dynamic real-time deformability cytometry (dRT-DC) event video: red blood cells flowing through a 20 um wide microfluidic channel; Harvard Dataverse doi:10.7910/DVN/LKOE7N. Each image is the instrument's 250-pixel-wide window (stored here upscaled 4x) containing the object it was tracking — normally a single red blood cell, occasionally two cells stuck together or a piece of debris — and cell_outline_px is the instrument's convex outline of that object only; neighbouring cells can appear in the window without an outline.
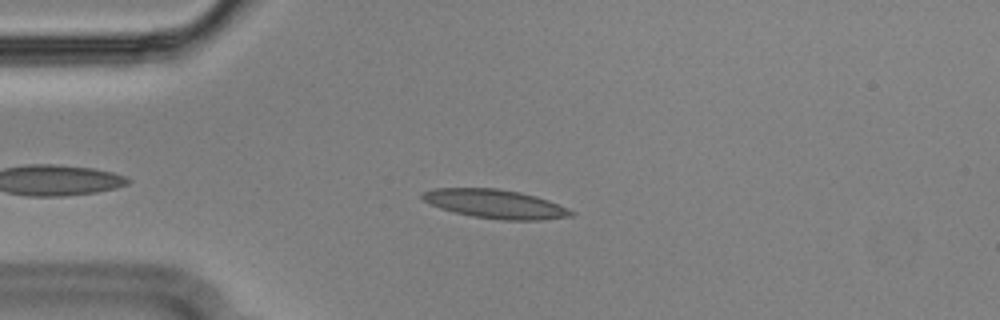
{"species": "Egyptian fruit bat (a non-hibernating species)", "species_latin": "Rousettus aegyptiacus", "temperature_condition": "cold", "stored_images_in_passage": 47, "camera_frame_rate_fps": 3000, "um_per_image_px": 0.085, "animal": {"sex": "male"}, "frame": {"image": 1, "passage_image": 9, "time_ms": 2.667, "image_size_px": [1000, 320], "cell_outline_px": [[576, 212], [572, 216], [540, 220], [504, 220], [472, 216], [440, 208], [424, 200], [420, 196], [424, 192], [432, 188], [496, 188], [520, 192], [536, 196], [548, 200]], "centroid_in_image_um": [42.11, 17.33], "position_along_channel_um": 42.9, "area_um2": 24.8}}
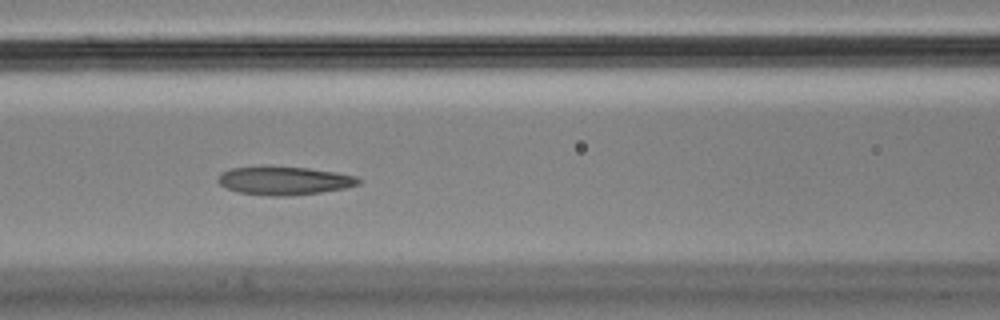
{"frame": {"image": 2, "passage_image": 19, "time_ms": 6.0, "image_size_px": [1000, 320], "cell_outline_px": [[360, 184], [344, 188], [320, 192], [284, 196], [268, 196], [240, 192], [228, 188], [220, 184], [216, 180], [220, 172], [228, 168], [308, 168], [336, 172], [356, 176], [360, 180]], "centroid_in_image_um": [24.16, 15.37], "position_along_channel_um": 142.4, "area_um2": 22.6}}
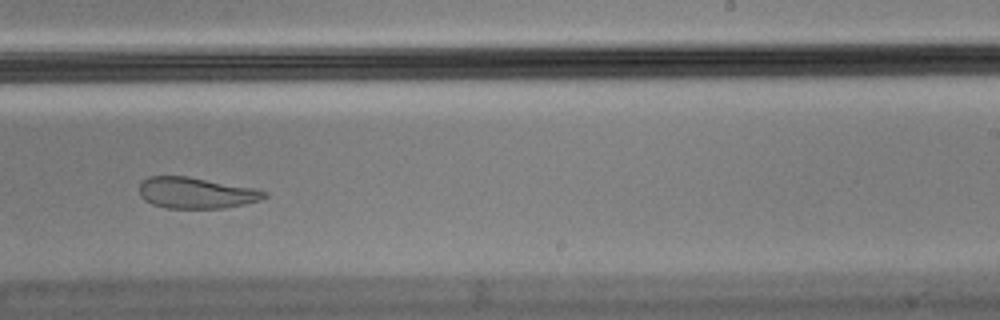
{"frame": {"image": 3, "passage_image": 30, "time_ms": 9.667, "image_size_px": [1000, 320], "cell_outline_px": [[268, 196], [260, 200], [244, 204], [224, 208], [164, 208], [152, 204], [144, 200], [140, 196], [140, 184], [148, 176], [188, 176], [256, 188], [268, 192]], "centroid_in_image_um": [16.69, 16.39], "position_along_channel_um": 272.3, "area_um2": 22.83}, "authors_computed_cell_mechanics": {"area_um2": 23.7558, "velocity_mm_per_s": 3.5499, "shape_relaxation_time_tau1_ms": null, "shape_relaxation_time_tau2_ms": 2.7708, "deformation_change_tau1": null, "deformation_change_tau2": 0.1017}}